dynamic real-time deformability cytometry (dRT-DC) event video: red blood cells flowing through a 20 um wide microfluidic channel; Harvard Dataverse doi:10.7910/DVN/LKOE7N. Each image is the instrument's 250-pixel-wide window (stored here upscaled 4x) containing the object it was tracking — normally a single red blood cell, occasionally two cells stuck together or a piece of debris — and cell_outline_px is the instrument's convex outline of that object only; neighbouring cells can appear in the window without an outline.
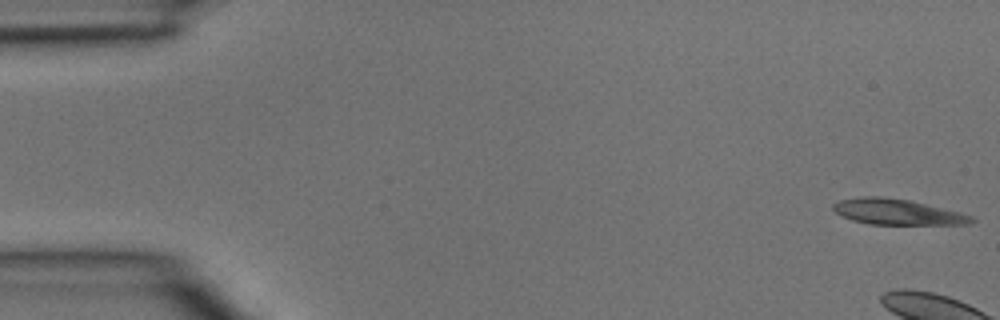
{"species": "common noctule bat (a hibernating species)", "species_latin": "Nyctalus noctula", "temperature_condition": "room temperature", "stored_images_in_passage": 6, "camera_frame_rate_fps": 3000, "um_per_image_px": 0.085, "animal": {"sex": "male", "body_mass_g": 15.6}, "frame": {"image": 1, "passage_image": 1, "time_ms": 0.0, "image_size_px": [1000, 320], "cell_outline_px": [[976, 220], [968, 224], [868, 224], [852, 220], [836, 212], [832, 208], [832, 204], [840, 200], [860, 196], [880, 196], [908, 200], [960, 212], [972, 216]], "centroid_in_image_um": [76.24, 18.01], "position_along_channel_um": 8.8, "area_um2": 20.46}}
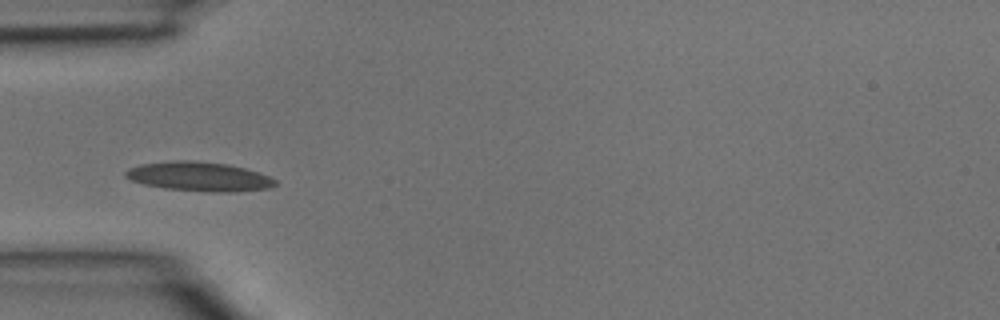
{"frame": {"image": 2, "passage_image": 5, "time_ms": 1.333, "image_size_px": [1000, 320], "cell_outline_px": [[276, 184], [268, 188], [236, 192], [208, 192], [164, 188], [144, 184], [132, 180], [124, 176], [124, 172], [128, 168], [140, 164], [172, 160], [192, 160], [228, 164], [244, 168], [268, 176], [276, 180]], "centroid_in_image_um": [16.89, 15.0], "position_along_channel_um": 68.1, "area_um2": 25.55}}